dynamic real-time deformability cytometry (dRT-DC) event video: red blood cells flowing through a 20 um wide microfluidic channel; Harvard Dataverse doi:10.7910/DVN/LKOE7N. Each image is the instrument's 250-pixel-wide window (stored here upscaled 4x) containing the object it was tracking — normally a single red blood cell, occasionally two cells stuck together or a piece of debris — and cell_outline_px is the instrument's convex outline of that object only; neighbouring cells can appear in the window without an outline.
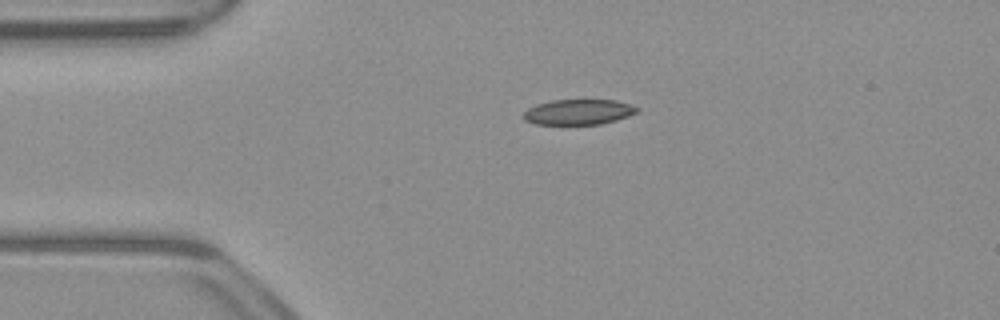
{"species": "common noctule bat (a hibernating species)", "species_latin": "Nyctalus noctula", "temperature_condition": "warm", "stored_images_in_passage": 35, "camera_frame_rate_fps": 3000, "um_per_image_px": 0.085, "animal": {"sex": "male", "body_mass_g": 23.1, "forearm_length_mm": 52.7}, "frame": {"image": 1, "passage_image": 2, "time_ms": 0.333, "image_size_px": [1000, 320], "cell_outline_px": [[640, 108], [636, 112], [628, 116], [616, 120], [600, 124], [536, 124], [524, 120], [524, 112], [528, 108], [536, 104], [552, 100], [616, 100]], "centroid_in_image_um": [49.15, 9.52], "position_along_channel_um": 35.8, "area_um2": 16.65}}
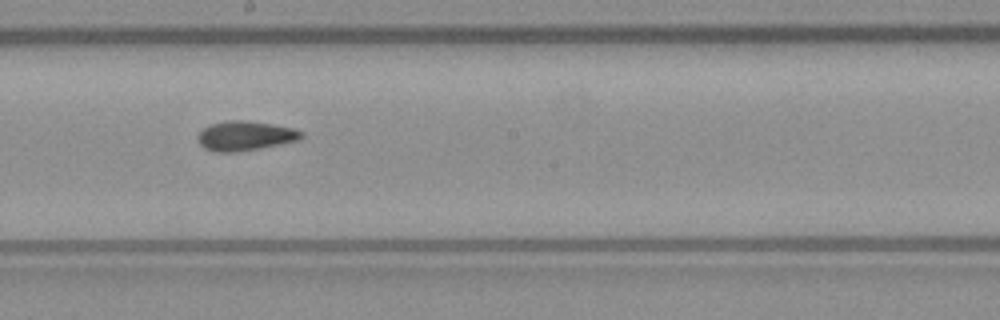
{"frame": {"image": 2, "passage_image": 19, "time_ms": 6.0, "image_size_px": [1000, 320], "cell_outline_px": [[304, 136], [300, 140], [260, 148], [236, 152], [216, 152], [204, 148], [200, 144], [196, 136], [208, 124], [228, 120], [248, 120], [296, 128], [304, 132]], "centroid_in_image_um": [20.86, 11.53], "position_along_channel_um": 227.3, "area_um2": 18.09}}
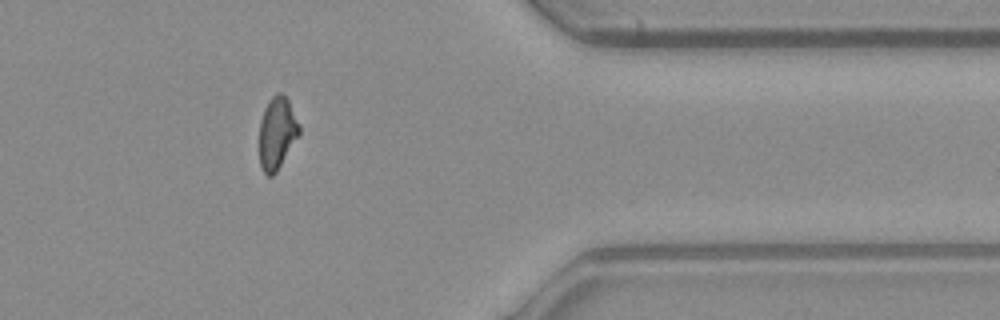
{"frame": {"image": 3, "passage_image": 33, "time_ms": 10.667, "image_size_px": [1000, 320], "cell_outline_px": [[300, 136], [276, 172], [272, 176], [268, 176], [260, 168], [260, 120], [264, 108], [268, 100], [276, 92], [280, 92], [288, 100], [300, 124]], "centroid_in_image_um": [23.56, 11.31], "position_along_channel_um": 387.8, "area_um2": 16.99}, "authors_computed_cell_mechanics": {"area_um2": 17.3978, "velocity_mm_per_s": 3.9249, "shape_relaxation_time_tau1_ms": 6.6023, "shape_relaxation_time_tau2_ms": 3.7753, "deformation_change_tau1": 0.166, "deformation_change_tau2": 0.1192}}